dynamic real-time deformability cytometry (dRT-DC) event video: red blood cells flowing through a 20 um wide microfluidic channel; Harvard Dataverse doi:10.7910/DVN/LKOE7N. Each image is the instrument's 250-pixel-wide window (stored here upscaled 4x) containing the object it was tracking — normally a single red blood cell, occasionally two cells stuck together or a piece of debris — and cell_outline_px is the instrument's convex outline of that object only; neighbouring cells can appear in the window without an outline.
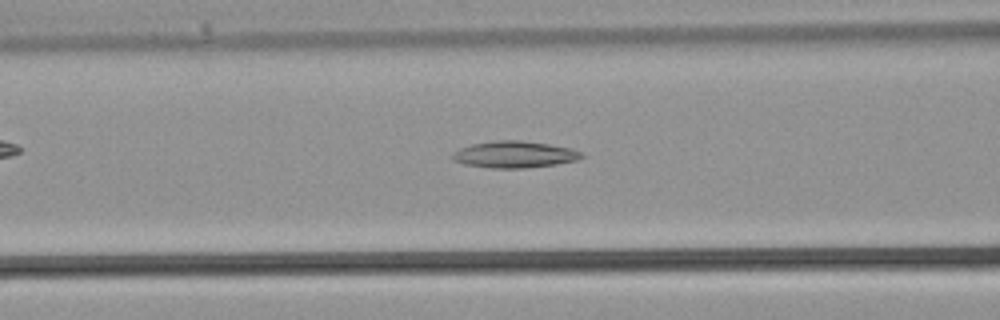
{"species": "common noctule bat (a hibernating species)", "species_latin": "Nyctalus noctula", "temperature_condition": "warm", "stored_images_in_passage": 28, "camera_frame_rate_fps": 3000, "um_per_image_px": 0.085, "animal": {"sex": "male", "body_mass_g": 21.5, "forearm_length_mm": 52.0}, "frame": {"image": 1, "passage_image": 7, "time_ms": 2.0, "image_size_px": [1000, 320], "cell_outline_px": [[584, 156], [576, 160], [556, 164], [524, 168], [488, 168], [464, 164], [452, 160], [452, 152], [460, 148], [472, 144], [496, 140], [520, 140], [548, 144], [572, 148], [584, 152]], "centroid_in_image_um": [43.72, 13.13], "position_along_channel_um": 122.9, "area_um2": 20.17}}
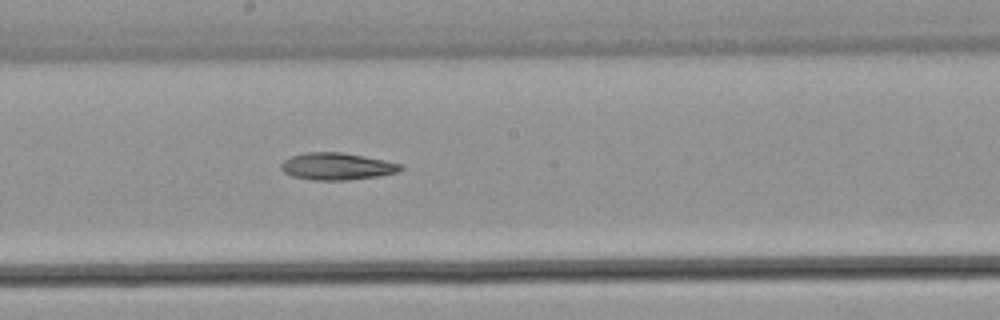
{"frame": {"image": 2, "passage_image": 12, "time_ms": 3.667, "image_size_px": [1000, 320], "cell_outline_px": [[404, 168], [396, 172], [380, 176], [344, 180], [312, 180], [292, 176], [284, 172], [280, 168], [280, 164], [284, 160], [292, 156], [308, 152], [340, 152], [364, 156], [384, 160], [400, 164]], "centroid_in_image_um": [28.61, 14.14], "position_along_channel_um": 219.6, "area_um2": 18.73}}
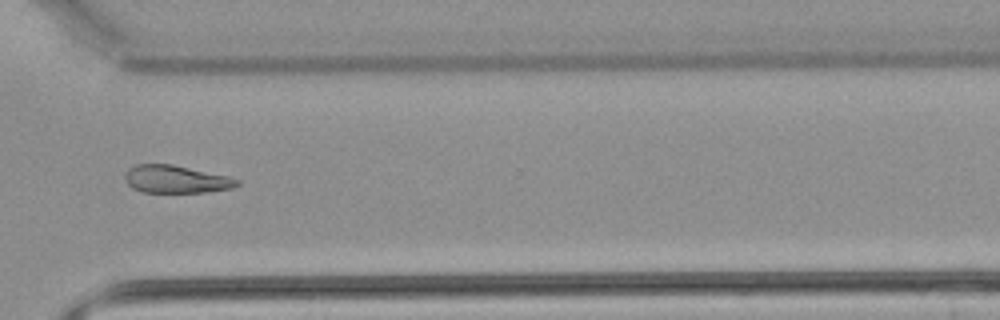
{"frame": {"image": 3, "passage_image": 19, "time_ms": 6.0, "image_size_px": [1000, 320], "cell_outline_px": [[240, 184], [232, 188], [204, 192], [140, 192], [132, 188], [124, 180], [124, 176], [128, 168], [136, 164], [172, 164], [228, 176], [240, 180]], "centroid_in_image_um": [14.93, 15.23], "position_along_channel_um": 355.7, "area_um2": 18.15}}